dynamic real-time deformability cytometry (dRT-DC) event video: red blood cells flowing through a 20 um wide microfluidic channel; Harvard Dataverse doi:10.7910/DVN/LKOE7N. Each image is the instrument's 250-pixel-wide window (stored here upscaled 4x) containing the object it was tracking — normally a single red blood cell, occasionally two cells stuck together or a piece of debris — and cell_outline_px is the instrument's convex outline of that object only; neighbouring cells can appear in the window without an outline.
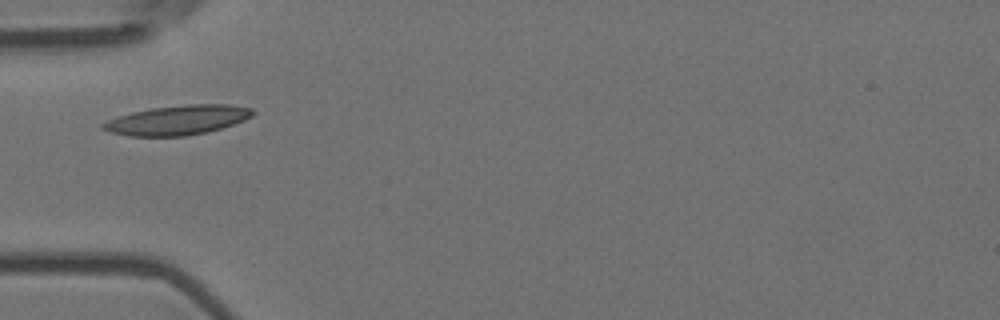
{"species": "Egyptian fruit bat (a non-hibernating species)", "species_latin": "Rousettus aegyptiacus", "temperature_condition": "room temperature", "stored_images_in_passage": 9, "camera_frame_rate_fps": 3000, "um_per_image_px": 0.085, "animal": {"sex": "female"}, "frame": {"image": 1, "passage_image": 6, "time_ms": 1.667, "image_size_px": [1000, 320], "cell_outline_px": [[256, 112], [252, 116], [244, 120], [208, 132], [188, 136], [128, 136], [112, 132], [100, 128], [100, 124], [108, 120], [132, 112], [148, 108], [188, 104], [228, 104], [252, 108]], "centroid_in_image_um": [15.1, 10.2], "position_along_channel_um": 69.9, "area_um2": 25.84}}
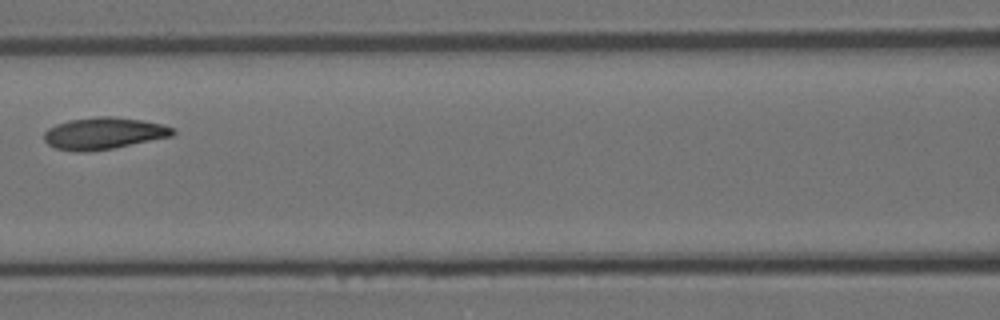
{"frame": {"image": 2, "passage_image": 8, "time_ms": 2.333, "image_size_px": [1000, 320], "cell_outline_px": [[176, 132], [172, 136], [112, 148], [88, 152], [76, 152], [56, 148], [48, 144], [44, 140], [44, 132], [48, 128], [56, 124], [68, 120], [96, 116], [112, 116], [144, 120], [164, 124], [176, 128]], "centroid_in_image_um": [8.83, 11.32], "position_along_channel_um": 157.8, "area_um2": 24.1}}
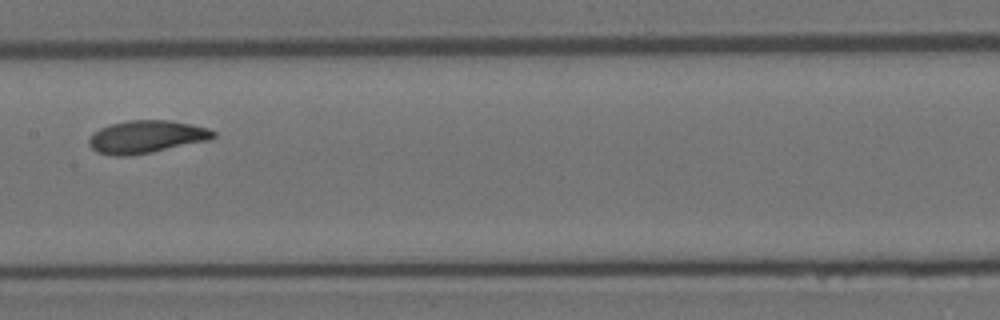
{"frame": {"image": 3, "passage_image": 9, "time_ms": 2.667, "image_size_px": [1000, 320], "cell_outline_px": [[216, 136], [208, 140], [152, 152], [128, 156], [116, 156], [96, 152], [88, 144], [88, 140], [92, 132], [100, 128], [112, 124], [128, 120], [168, 120], [208, 128], [216, 132]], "centroid_in_image_um": [12.4, 11.63], "position_along_channel_um": 195.0, "area_um2": 23.58}}